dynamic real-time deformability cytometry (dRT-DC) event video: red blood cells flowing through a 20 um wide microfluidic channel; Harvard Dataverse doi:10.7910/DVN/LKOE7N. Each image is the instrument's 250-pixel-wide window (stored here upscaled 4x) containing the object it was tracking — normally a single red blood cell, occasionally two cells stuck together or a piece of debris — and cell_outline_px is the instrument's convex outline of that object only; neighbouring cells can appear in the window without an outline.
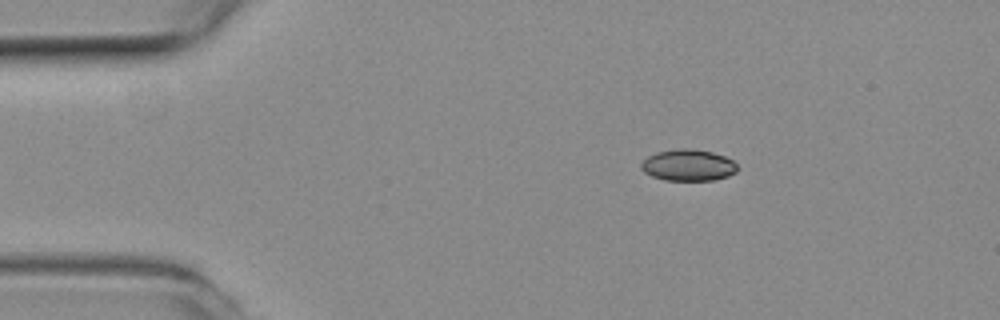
{"species": "common noctule bat (a hibernating species)", "species_latin": "Nyctalus noctula", "temperature_condition": "room temperature", "stored_images_in_passage": 46, "camera_frame_rate_fps": 3000, "um_per_image_px": 0.085, "animal": {"sex": "female", "body_mass_g": 19.3, "forearm_length_mm": 54.1}, "frame": {"image": 1, "passage_image": 2, "time_ms": 0.333, "image_size_px": [1000, 320], "cell_outline_px": [[740, 168], [736, 172], [728, 176], [716, 180], [664, 180], [652, 176], [644, 172], [640, 168], [640, 164], [648, 156], [656, 152], [680, 148], [688, 148], [712, 152], [724, 156], [732, 160]], "centroid_in_image_um": [58.51, 14.04], "position_along_channel_um": 26.5, "area_um2": 17.74}}
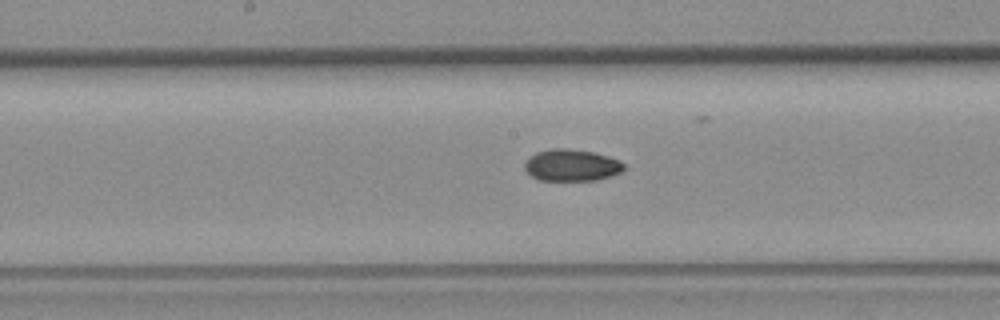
{"frame": {"image": 2, "passage_image": 20, "time_ms": 6.333, "image_size_px": [1000, 320], "cell_outline_px": [[628, 168], [612, 176], [596, 180], [540, 180], [532, 176], [524, 168], [524, 160], [528, 156], [536, 152], [552, 148], [568, 148], [592, 152], [608, 156], [620, 160]], "centroid_in_image_um": [48.59, 14.03], "position_along_channel_um": 199.6, "area_um2": 18.61}}
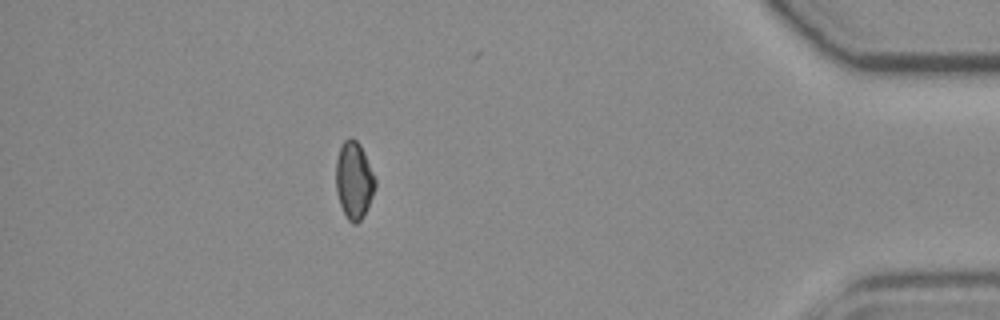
{"frame": {"image": 3, "passage_image": 40, "time_ms": 13.0, "image_size_px": [1000, 320], "cell_outline_px": [[376, 184], [372, 196], [360, 220], [356, 224], [352, 224], [348, 220], [340, 204], [336, 192], [336, 160], [340, 148], [344, 140], [348, 136], [352, 136], [360, 144], [364, 152], [376, 180]], "centroid_in_image_um": [30.07, 15.29], "position_along_channel_um": 405.1, "area_um2": 17.51}, "authors_computed_cell_mechanics": {"area_um2": 18.0625, "velocity_mm_per_s": 3.8783, "shape_relaxation_time_tau1_ms": 8.4972, "shape_relaxation_time_tau2_ms": null, "deformation_change_tau1": 0.1649, "deformation_change_tau2": null}}